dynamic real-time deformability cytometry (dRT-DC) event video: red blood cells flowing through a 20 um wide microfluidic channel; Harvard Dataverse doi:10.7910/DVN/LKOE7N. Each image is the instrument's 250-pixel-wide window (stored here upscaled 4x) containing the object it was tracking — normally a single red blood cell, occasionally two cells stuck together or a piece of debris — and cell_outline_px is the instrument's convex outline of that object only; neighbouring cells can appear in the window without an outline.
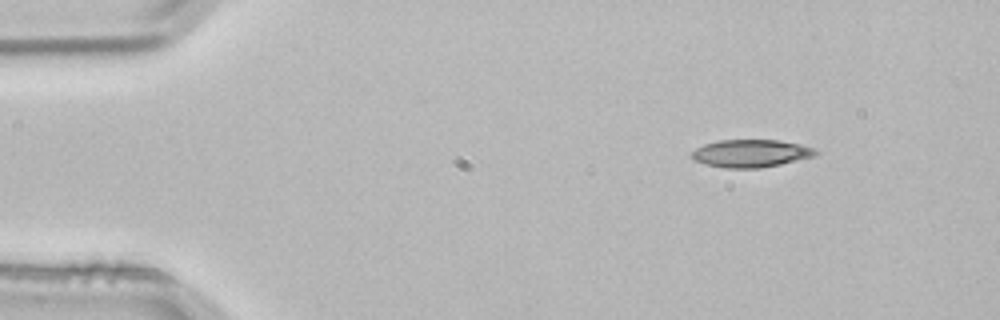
{"species": "common noctule bat (a hibernating species)", "species_latin": "Nyctalus noctula", "temperature_condition": "room temperature", "stored_images_in_passage": 2, "camera_frame_rate_fps": 3000, "um_per_image_px": 0.085, "animal": {"sex": "male", "body_mass_g": 21.5, "forearm_length_mm": 52.0}, "frame": {"image": 1, "passage_image": 1, "time_ms": 0.0, "image_size_px": [1000, 320], "cell_outline_px": [[820, 152], [816, 156], [780, 164], [760, 168], [724, 168], [704, 164], [692, 160], [692, 152], [696, 148], [704, 144], [720, 140], [776, 140], [800, 144], [816, 148]], "centroid_in_image_um": [63.84, 13.04], "position_along_channel_um": 21.2, "area_um2": 20.11}}